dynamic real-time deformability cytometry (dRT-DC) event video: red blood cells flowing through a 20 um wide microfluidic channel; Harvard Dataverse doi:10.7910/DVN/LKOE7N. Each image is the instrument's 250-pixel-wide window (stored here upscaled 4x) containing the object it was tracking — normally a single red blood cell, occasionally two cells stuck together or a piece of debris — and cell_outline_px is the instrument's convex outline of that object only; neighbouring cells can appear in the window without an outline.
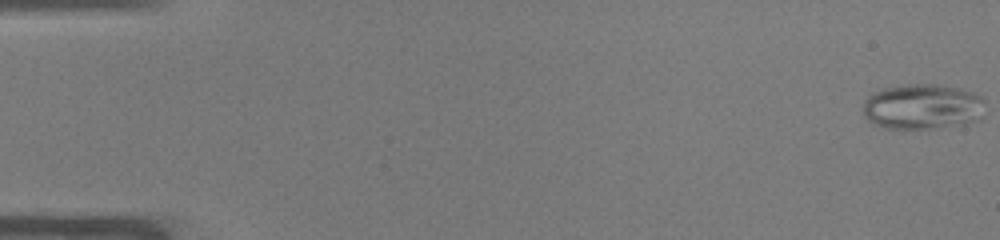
{"species": "common noctule bat (a hibernating species)", "species_latin": "Nyctalus noctula", "temperature_condition": "warm", "stored_images_in_passage": 51, "camera_frame_rate_fps": 3000, "um_per_image_px": 0.085, "animal": {"sex": "male", "body_mass_g": 19.0, "forearm_length_mm": 50.8}, "frame": {"image": 1, "passage_image": 1, "time_ms": 0.0, "image_size_px": [1000, 240], "cell_outline_px": [[984, 100], [972, 120], [964, 124], [940, 128], [884, 128], [868, 120], [864, 116], [864, 100], [868, 96], [884, 88], [908, 84], [936, 84], [960, 88], [972, 92], [980, 96]], "centroid_in_image_um": [78.33, 9.05], "position_along_channel_um": 6.7, "area_um2": 31.62}}
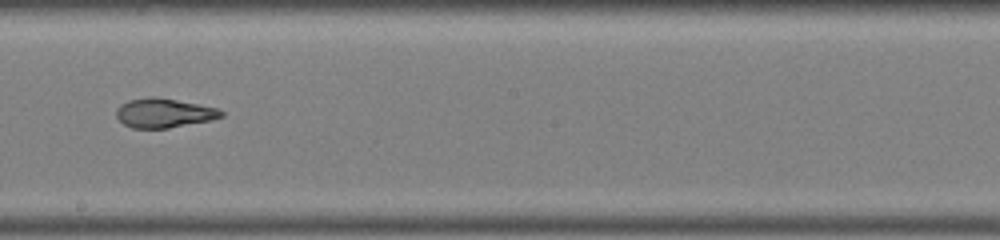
{"frame": {"image": 2, "passage_image": 30, "time_ms": 9.667, "image_size_px": [1000, 240], "cell_outline_px": [[224, 116], [212, 120], [168, 128], [132, 128], [124, 124], [116, 116], [116, 108], [120, 104], [128, 100], [152, 96], [156, 96], [216, 108], [224, 112]], "centroid_in_image_um": [13.91, 9.6], "position_along_channel_um": 234.3, "area_um2": 17.86}}
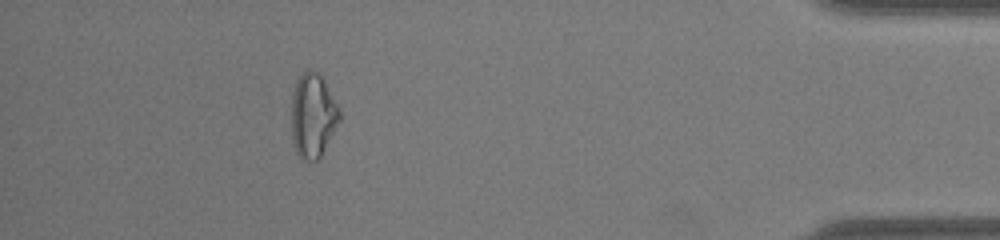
{"frame": {"image": 3, "passage_image": 47, "time_ms": 15.333, "image_size_px": [1000, 240], "cell_outline_px": [[340, 120], [320, 156], [316, 160], [304, 160], [296, 152], [292, 140], [292, 92], [296, 80], [308, 68], [320, 72], [340, 112]], "centroid_in_image_um": [26.57, 9.78], "position_along_channel_um": 408.6, "area_um2": 23.35}, "authors_computed_cell_mechanics": {"area_um2": 20.9236, "velocity_mm_per_s": 3.951, "shape_relaxation_time_tau1_ms": null, "shape_relaxation_time_tau2_ms": 1.5905, "deformation_change_tau1": null, "deformation_change_tau2": 0.0562}}